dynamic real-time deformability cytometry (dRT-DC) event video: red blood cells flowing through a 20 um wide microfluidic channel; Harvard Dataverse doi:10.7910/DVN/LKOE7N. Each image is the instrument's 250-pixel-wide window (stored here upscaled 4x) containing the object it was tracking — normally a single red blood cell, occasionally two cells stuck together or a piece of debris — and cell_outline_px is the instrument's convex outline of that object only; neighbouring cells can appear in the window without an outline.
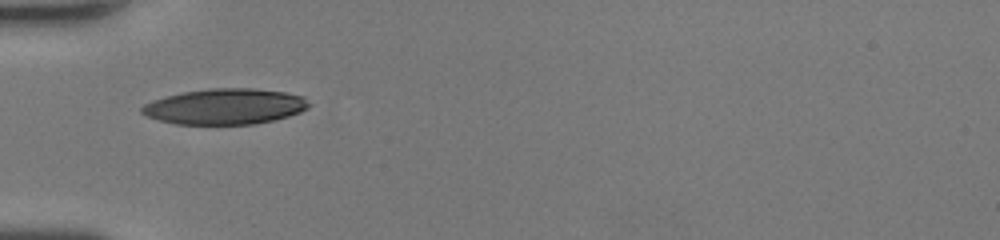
{"species": "human", "species_latin": "Homo sapiens", "temperature_condition": "room temperature", "stored_images_in_passage": 32, "camera_frame_rate_fps": 3000, "um_per_image_px": 0.085, "donor": {"sex": "female"}, "frame": {"image": 1, "passage_image": 1, "time_ms": 0.0, "image_size_px": [1000, 240], "cell_outline_px": [[312, 104], [308, 108], [300, 112], [276, 120], [256, 124], [176, 124], [160, 120], [148, 116], [140, 112], [140, 108], [144, 104], [152, 100], [164, 96], [184, 92], [208, 88], [256, 88], [284, 92], [304, 96]], "centroid_in_image_um": [19.16, 9.05], "position_along_channel_um": 65.8, "area_um2": 35.03}}
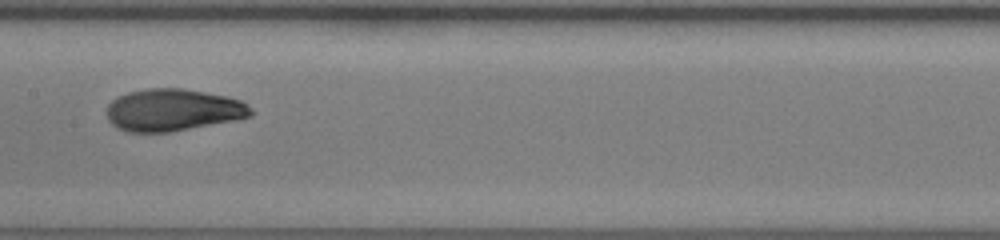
{"frame": {"image": 2, "passage_image": 10, "time_ms": 3.0, "image_size_px": [1000, 240], "cell_outline_px": [[252, 116], [236, 120], [168, 132], [128, 132], [116, 128], [108, 120], [108, 104], [112, 100], [128, 92], [148, 88], [180, 88], [204, 92], [224, 96], [240, 100], [248, 104], [252, 108]], "centroid_in_image_um": [14.7, 9.35], "position_along_channel_um": 192.7, "area_um2": 35.26}}
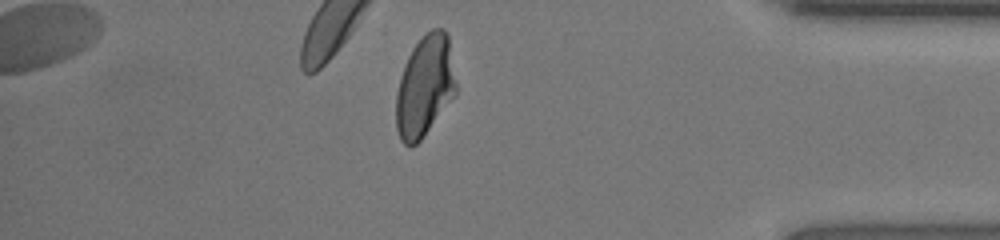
{"frame": {"image": 3, "passage_image": 26, "time_ms": 8.333, "image_size_px": [1000, 240], "cell_outline_px": [[456, 96], [424, 136], [416, 144], [404, 144], [400, 140], [396, 128], [396, 92], [400, 76], [408, 56], [412, 48], [432, 28], [444, 28], [448, 32], [456, 84]], "centroid_in_image_um": [36.12, 7.33], "position_along_channel_um": 399.1, "area_um2": 35.49}, "authors_computed_cell_mechanics": {"area_um2": 35.0846, "velocity_mm_per_s": 4.3903, "shape_relaxation_time_tau1_ms": 5.1229, "shape_relaxation_time_tau2_ms": 0.9074, "deformation_change_tau1": 0.2149, "deformation_change_tau2": 0.0566}}